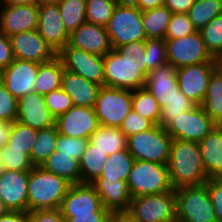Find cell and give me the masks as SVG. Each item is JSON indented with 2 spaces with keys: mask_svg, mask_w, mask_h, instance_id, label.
Masks as SVG:
<instances>
[{
  "mask_svg": "<svg viewBox=\"0 0 222 222\" xmlns=\"http://www.w3.org/2000/svg\"><path fill=\"white\" fill-rule=\"evenodd\" d=\"M104 86L135 90L145 86V40L130 42L104 55Z\"/></svg>",
  "mask_w": 222,
  "mask_h": 222,
  "instance_id": "6da1fadb",
  "label": "cell"
},
{
  "mask_svg": "<svg viewBox=\"0 0 222 222\" xmlns=\"http://www.w3.org/2000/svg\"><path fill=\"white\" fill-rule=\"evenodd\" d=\"M173 189L205 184V172L199 143L173 139L167 164Z\"/></svg>",
  "mask_w": 222,
  "mask_h": 222,
  "instance_id": "7a4b0ae2",
  "label": "cell"
},
{
  "mask_svg": "<svg viewBox=\"0 0 222 222\" xmlns=\"http://www.w3.org/2000/svg\"><path fill=\"white\" fill-rule=\"evenodd\" d=\"M71 183L41 166L29 171L28 211L59 209Z\"/></svg>",
  "mask_w": 222,
  "mask_h": 222,
  "instance_id": "3957f363",
  "label": "cell"
},
{
  "mask_svg": "<svg viewBox=\"0 0 222 222\" xmlns=\"http://www.w3.org/2000/svg\"><path fill=\"white\" fill-rule=\"evenodd\" d=\"M105 27L113 49L147 39L142 25V11L130 0L117 3Z\"/></svg>",
  "mask_w": 222,
  "mask_h": 222,
  "instance_id": "277c9868",
  "label": "cell"
},
{
  "mask_svg": "<svg viewBox=\"0 0 222 222\" xmlns=\"http://www.w3.org/2000/svg\"><path fill=\"white\" fill-rule=\"evenodd\" d=\"M126 182L132 198L173 190L167 165L145 160L134 161Z\"/></svg>",
  "mask_w": 222,
  "mask_h": 222,
  "instance_id": "5b68a950",
  "label": "cell"
},
{
  "mask_svg": "<svg viewBox=\"0 0 222 222\" xmlns=\"http://www.w3.org/2000/svg\"><path fill=\"white\" fill-rule=\"evenodd\" d=\"M176 218L184 222H218L207 185L175 189Z\"/></svg>",
  "mask_w": 222,
  "mask_h": 222,
  "instance_id": "8992f818",
  "label": "cell"
},
{
  "mask_svg": "<svg viewBox=\"0 0 222 222\" xmlns=\"http://www.w3.org/2000/svg\"><path fill=\"white\" fill-rule=\"evenodd\" d=\"M172 140L165 128L154 125L149 130L127 137V149L135 160L167 165Z\"/></svg>",
  "mask_w": 222,
  "mask_h": 222,
  "instance_id": "52a82bcc",
  "label": "cell"
},
{
  "mask_svg": "<svg viewBox=\"0 0 222 222\" xmlns=\"http://www.w3.org/2000/svg\"><path fill=\"white\" fill-rule=\"evenodd\" d=\"M94 110L100 125L120 128L123 120L133 110L132 90L100 87Z\"/></svg>",
  "mask_w": 222,
  "mask_h": 222,
  "instance_id": "ba28073f",
  "label": "cell"
},
{
  "mask_svg": "<svg viewBox=\"0 0 222 222\" xmlns=\"http://www.w3.org/2000/svg\"><path fill=\"white\" fill-rule=\"evenodd\" d=\"M175 189L131 199L125 212L136 222H170L176 218Z\"/></svg>",
  "mask_w": 222,
  "mask_h": 222,
  "instance_id": "9c48e42d",
  "label": "cell"
},
{
  "mask_svg": "<svg viewBox=\"0 0 222 222\" xmlns=\"http://www.w3.org/2000/svg\"><path fill=\"white\" fill-rule=\"evenodd\" d=\"M165 43L167 60L176 69L200 63H216V59L207 51L199 31L176 39H165Z\"/></svg>",
  "mask_w": 222,
  "mask_h": 222,
  "instance_id": "30bf717a",
  "label": "cell"
},
{
  "mask_svg": "<svg viewBox=\"0 0 222 222\" xmlns=\"http://www.w3.org/2000/svg\"><path fill=\"white\" fill-rule=\"evenodd\" d=\"M56 56L65 70L104 86V56L86 52L66 44Z\"/></svg>",
  "mask_w": 222,
  "mask_h": 222,
  "instance_id": "8fae6325",
  "label": "cell"
},
{
  "mask_svg": "<svg viewBox=\"0 0 222 222\" xmlns=\"http://www.w3.org/2000/svg\"><path fill=\"white\" fill-rule=\"evenodd\" d=\"M216 124L205 113L201 105H195L191 110L175 117L165 129L172 139L199 143L214 128Z\"/></svg>",
  "mask_w": 222,
  "mask_h": 222,
  "instance_id": "7c38bea8",
  "label": "cell"
},
{
  "mask_svg": "<svg viewBox=\"0 0 222 222\" xmlns=\"http://www.w3.org/2000/svg\"><path fill=\"white\" fill-rule=\"evenodd\" d=\"M59 210L64 217L111 213L102 205L99 195L90 183L71 184Z\"/></svg>",
  "mask_w": 222,
  "mask_h": 222,
  "instance_id": "4fadbf2b",
  "label": "cell"
},
{
  "mask_svg": "<svg viewBox=\"0 0 222 222\" xmlns=\"http://www.w3.org/2000/svg\"><path fill=\"white\" fill-rule=\"evenodd\" d=\"M217 68V63H200L177 68L180 91L195 105H202L210 76Z\"/></svg>",
  "mask_w": 222,
  "mask_h": 222,
  "instance_id": "5bb4252c",
  "label": "cell"
},
{
  "mask_svg": "<svg viewBox=\"0 0 222 222\" xmlns=\"http://www.w3.org/2000/svg\"><path fill=\"white\" fill-rule=\"evenodd\" d=\"M59 134L89 139L100 127L94 107L73 106L66 113L59 115L55 120Z\"/></svg>",
  "mask_w": 222,
  "mask_h": 222,
  "instance_id": "9a60e30c",
  "label": "cell"
},
{
  "mask_svg": "<svg viewBox=\"0 0 222 222\" xmlns=\"http://www.w3.org/2000/svg\"><path fill=\"white\" fill-rule=\"evenodd\" d=\"M41 63L16 59L1 71V82L17 99L34 92L35 80Z\"/></svg>",
  "mask_w": 222,
  "mask_h": 222,
  "instance_id": "2e32d148",
  "label": "cell"
},
{
  "mask_svg": "<svg viewBox=\"0 0 222 222\" xmlns=\"http://www.w3.org/2000/svg\"><path fill=\"white\" fill-rule=\"evenodd\" d=\"M37 31L46 43L58 53L69 42L58 4H38Z\"/></svg>",
  "mask_w": 222,
  "mask_h": 222,
  "instance_id": "e0dca14e",
  "label": "cell"
},
{
  "mask_svg": "<svg viewBox=\"0 0 222 222\" xmlns=\"http://www.w3.org/2000/svg\"><path fill=\"white\" fill-rule=\"evenodd\" d=\"M38 27V4L0 5V32L8 37Z\"/></svg>",
  "mask_w": 222,
  "mask_h": 222,
  "instance_id": "ac0fdd59",
  "label": "cell"
},
{
  "mask_svg": "<svg viewBox=\"0 0 222 222\" xmlns=\"http://www.w3.org/2000/svg\"><path fill=\"white\" fill-rule=\"evenodd\" d=\"M16 59L45 63L56 57V52L37 30L21 32L9 37Z\"/></svg>",
  "mask_w": 222,
  "mask_h": 222,
  "instance_id": "d6986e66",
  "label": "cell"
},
{
  "mask_svg": "<svg viewBox=\"0 0 222 222\" xmlns=\"http://www.w3.org/2000/svg\"><path fill=\"white\" fill-rule=\"evenodd\" d=\"M29 171L5 170L0 176V198L10 211H28Z\"/></svg>",
  "mask_w": 222,
  "mask_h": 222,
  "instance_id": "ffe728a7",
  "label": "cell"
},
{
  "mask_svg": "<svg viewBox=\"0 0 222 222\" xmlns=\"http://www.w3.org/2000/svg\"><path fill=\"white\" fill-rule=\"evenodd\" d=\"M55 118L45 105L44 95L32 92L18 99L16 121L35 130L55 126Z\"/></svg>",
  "mask_w": 222,
  "mask_h": 222,
  "instance_id": "44dd1931",
  "label": "cell"
},
{
  "mask_svg": "<svg viewBox=\"0 0 222 222\" xmlns=\"http://www.w3.org/2000/svg\"><path fill=\"white\" fill-rule=\"evenodd\" d=\"M144 88L156 98L161 108L166 107L168 102L180 91L176 68L166 62L149 71Z\"/></svg>",
  "mask_w": 222,
  "mask_h": 222,
  "instance_id": "7402d4cb",
  "label": "cell"
},
{
  "mask_svg": "<svg viewBox=\"0 0 222 222\" xmlns=\"http://www.w3.org/2000/svg\"><path fill=\"white\" fill-rule=\"evenodd\" d=\"M68 44L89 53L104 56L113 48L105 26L82 23L70 34Z\"/></svg>",
  "mask_w": 222,
  "mask_h": 222,
  "instance_id": "603a6c76",
  "label": "cell"
},
{
  "mask_svg": "<svg viewBox=\"0 0 222 222\" xmlns=\"http://www.w3.org/2000/svg\"><path fill=\"white\" fill-rule=\"evenodd\" d=\"M99 195L102 205L113 213H125L131 202L127 182L105 181L98 177L90 183Z\"/></svg>",
  "mask_w": 222,
  "mask_h": 222,
  "instance_id": "cb8c5ba5",
  "label": "cell"
},
{
  "mask_svg": "<svg viewBox=\"0 0 222 222\" xmlns=\"http://www.w3.org/2000/svg\"><path fill=\"white\" fill-rule=\"evenodd\" d=\"M101 86L64 69L61 88L72 99L73 105L94 107Z\"/></svg>",
  "mask_w": 222,
  "mask_h": 222,
  "instance_id": "d4e9b609",
  "label": "cell"
},
{
  "mask_svg": "<svg viewBox=\"0 0 222 222\" xmlns=\"http://www.w3.org/2000/svg\"><path fill=\"white\" fill-rule=\"evenodd\" d=\"M205 172L209 179L222 178V126L216 127L199 142Z\"/></svg>",
  "mask_w": 222,
  "mask_h": 222,
  "instance_id": "484cf974",
  "label": "cell"
},
{
  "mask_svg": "<svg viewBox=\"0 0 222 222\" xmlns=\"http://www.w3.org/2000/svg\"><path fill=\"white\" fill-rule=\"evenodd\" d=\"M45 170L66 179L71 184L81 183L79 160L72 155L59 154L57 150L41 165Z\"/></svg>",
  "mask_w": 222,
  "mask_h": 222,
  "instance_id": "4316f807",
  "label": "cell"
},
{
  "mask_svg": "<svg viewBox=\"0 0 222 222\" xmlns=\"http://www.w3.org/2000/svg\"><path fill=\"white\" fill-rule=\"evenodd\" d=\"M64 67L56 56L51 61L41 63L34 85V92L46 95L61 88Z\"/></svg>",
  "mask_w": 222,
  "mask_h": 222,
  "instance_id": "83f0119b",
  "label": "cell"
},
{
  "mask_svg": "<svg viewBox=\"0 0 222 222\" xmlns=\"http://www.w3.org/2000/svg\"><path fill=\"white\" fill-rule=\"evenodd\" d=\"M201 106L216 125L222 126V69L217 68L211 74Z\"/></svg>",
  "mask_w": 222,
  "mask_h": 222,
  "instance_id": "f1b7e54d",
  "label": "cell"
},
{
  "mask_svg": "<svg viewBox=\"0 0 222 222\" xmlns=\"http://www.w3.org/2000/svg\"><path fill=\"white\" fill-rule=\"evenodd\" d=\"M89 142L107 155L127 149V136L120 128L100 127L89 137Z\"/></svg>",
  "mask_w": 222,
  "mask_h": 222,
  "instance_id": "f546056e",
  "label": "cell"
},
{
  "mask_svg": "<svg viewBox=\"0 0 222 222\" xmlns=\"http://www.w3.org/2000/svg\"><path fill=\"white\" fill-rule=\"evenodd\" d=\"M135 158L128 149L121 150L108 156L102 175L105 181L126 182L131 171Z\"/></svg>",
  "mask_w": 222,
  "mask_h": 222,
  "instance_id": "4dcf8cb0",
  "label": "cell"
},
{
  "mask_svg": "<svg viewBox=\"0 0 222 222\" xmlns=\"http://www.w3.org/2000/svg\"><path fill=\"white\" fill-rule=\"evenodd\" d=\"M108 156L105 152H102L95 145L88 142L84 154L79 161L81 183H91L100 177Z\"/></svg>",
  "mask_w": 222,
  "mask_h": 222,
  "instance_id": "1f68e13d",
  "label": "cell"
},
{
  "mask_svg": "<svg viewBox=\"0 0 222 222\" xmlns=\"http://www.w3.org/2000/svg\"><path fill=\"white\" fill-rule=\"evenodd\" d=\"M172 12L166 6L142 11V25L146 38L165 39Z\"/></svg>",
  "mask_w": 222,
  "mask_h": 222,
  "instance_id": "d6a6232c",
  "label": "cell"
},
{
  "mask_svg": "<svg viewBox=\"0 0 222 222\" xmlns=\"http://www.w3.org/2000/svg\"><path fill=\"white\" fill-rule=\"evenodd\" d=\"M58 134L56 125L38 130L37 140L33 144L30 154V159L34 166H41L53 154L56 150Z\"/></svg>",
  "mask_w": 222,
  "mask_h": 222,
  "instance_id": "836d02e7",
  "label": "cell"
},
{
  "mask_svg": "<svg viewBox=\"0 0 222 222\" xmlns=\"http://www.w3.org/2000/svg\"><path fill=\"white\" fill-rule=\"evenodd\" d=\"M132 107L141 117L147 118L154 125H158L161 107L156 98L147 89L143 87L132 90Z\"/></svg>",
  "mask_w": 222,
  "mask_h": 222,
  "instance_id": "e575fe53",
  "label": "cell"
},
{
  "mask_svg": "<svg viewBox=\"0 0 222 222\" xmlns=\"http://www.w3.org/2000/svg\"><path fill=\"white\" fill-rule=\"evenodd\" d=\"M221 14L222 0H195L193 6L187 12L189 20L197 31Z\"/></svg>",
  "mask_w": 222,
  "mask_h": 222,
  "instance_id": "d590c367",
  "label": "cell"
},
{
  "mask_svg": "<svg viewBox=\"0 0 222 222\" xmlns=\"http://www.w3.org/2000/svg\"><path fill=\"white\" fill-rule=\"evenodd\" d=\"M58 7L62 23L69 34L86 22V0H62Z\"/></svg>",
  "mask_w": 222,
  "mask_h": 222,
  "instance_id": "8d00e7d4",
  "label": "cell"
},
{
  "mask_svg": "<svg viewBox=\"0 0 222 222\" xmlns=\"http://www.w3.org/2000/svg\"><path fill=\"white\" fill-rule=\"evenodd\" d=\"M37 132L38 130L14 121L6 145L11 150L23 151L30 156L33 144L37 140Z\"/></svg>",
  "mask_w": 222,
  "mask_h": 222,
  "instance_id": "74e56055",
  "label": "cell"
},
{
  "mask_svg": "<svg viewBox=\"0 0 222 222\" xmlns=\"http://www.w3.org/2000/svg\"><path fill=\"white\" fill-rule=\"evenodd\" d=\"M199 33L209 54L217 59L222 53V14L214 17Z\"/></svg>",
  "mask_w": 222,
  "mask_h": 222,
  "instance_id": "f35d334b",
  "label": "cell"
},
{
  "mask_svg": "<svg viewBox=\"0 0 222 222\" xmlns=\"http://www.w3.org/2000/svg\"><path fill=\"white\" fill-rule=\"evenodd\" d=\"M116 5L114 0H86V22L106 26Z\"/></svg>",
  "mask_w": 222,
  "mask_h": 222,
  "instance_id": "ab89813d",
  "label": "cell"
},
{
  "mask_svg": "<svg viewBox=\"0 0 222 222\" xmlns=\"http://www.w3.org/2000/svg\"><path fill=\"white\" fill-rule=\"evenodd\" d=\"M195 104L190 101L181 91H179L164 108H161V114L158 126L166 128L173 119L183 112L191 110Z\"/></svg>",
  "mask_w": 222,
  "mask_h": 222,
  "instance_id": "60d3db41",
  "label": "cell"
},
{
  "mask_svg": "<svg viewBox=\"0 0 222 222\" xmlns=\"http://www.w3.org/2000/svg\"><path fill=\"white\" fill-rule=\"evenodd\" d=\"M146 74L168 62L165 39L147 38L145 40Z\"/></svg>",
  "mask_w": 222,
  "mask_h": 222,
  "instance_id": "b9f144b4",
  "label": "cell"
},
{
  "mask_svg": "<svg viewBox=\"0 0 222 222\" xmlns=\"http://www.w3.org/2000/svg\"><path fill=\"white\" fill-rule=\"evenodd\" d=\"M0 157L5 170L30 171L35 167L29 155L23 151L11 150L7 145L0 148Z\"/></svg>",
  "mask_w": 222,
  "mask_h": 222,
  "instance_id": "7bdbcfd3",
  "label": "cell"
},
{
  "mask_svg": "<svg viewBox=\"0 0 222 222\" xmlns=\"http://www.w3.org/2000/svg\"><path fill=\"white\" fill-rule=\"evenodd\" d=\"M197 30L185 13H172L165 39H176L195 33Z\"/></svg>",
  "mask_w": 222,
  "mask_h": 222,
  "instance_id": "ee69618b",
  "label": "cell"
},
{
  "mask_svg": "<svg viewBox=\"0 0 222 222\" xmlns=\"http://www.w3.org/2000/svg\"><path fill=\"white\" fill-rule=\"evenodd\" d=\"M89 139L73 138L58 134L56 141V150L59 154L72 155V158L81 160Z\"/></svg>",
  "mask_w": 222,
  "mask_h": 222,
  "instance_id": "f6af8a7d",
  "label": "cell"
},
{
  "mask_svg": "<svg viewBox=\"0 0 222 222\" xmlns=\"http://www.w3.org/2000/svg\"><path fill=\"white\" fill-rule=\"evenodd\" d=\"M44 99L46 107L55 119L59 115L66 113L74 106L72 99L62 90V88L53 90L52 92L44 95Z\"/></svg>",
  "mask_w": 222,
  "mask_h": 222,
  "instance_id": "bcb514c9",
  "label": "cell"
},
{
  "mask_svg": "<svg viewBox=\"0 0 222 222\" xmlns=\"http://www.w3.org/2000/svg\"><path fill=\"white\" fill-rule=\"evenodd\" d=\"M18 113V99L0 82V121L14 122Z\"/></svg>",
  "mask_w": 222,
  "mask_h": 222,
  "instance_id": "7dc6e473",
  "label": "cell"
},
{
  "mask_svg": "<svg viewBox=\"0 0 222 222\" xmlns=\"http://www.w3.org/2000/svg\"><path fill=\"white\" fill-rule=\"evenodd\" d=\"M153 126L154 124L150 120L141 117L134 110H132L123 120L120 129L127 137H130L136 133L149 130Z\"/></svg>",
  "mask_w": 222,
  "mask_h": 222,
  "instance_id": "c3c4849f",
  "label": "cell"
},
{
  "mask_svg": "<svg viewBox=\"0 0 222 222\" xmlns=\"http://www.w3.org/2000/svg\"><path fill=\"white\" fill-rule=\"evenodd\" d=\"M205 184L214 207L216 219L218 222H222V178L209 179Z\"/></svg>",
  "mask_w": 222,
  "mask_h": 222,
  "instance_id": "681fc988",
  "label": "cell"
},
{
  "mask_svg": "<svg viewBox=\"0 0 222 222\" xmlns=\"http://www.w3.org/2000/svg\"><path fill=\"white\" fill-rule=\"evenodd\" d=\"M30 222H66V219L59 209H45L31 211Z\"/></svg>",
  "mask_w": 222,
  "mask_h": 222,
  "instance_id": "f907efd6",
  "label": "cell"
},
{
  "mask_svg": "<svg viewBox=\"0 0 222 222\" xmlns=\"http://www.w3.org/2000/svg\"><path fill=\"white\" fill-rule=\"evenodd\" d=\"M14 60L10 38L0 32V71L7 68Z\"/></svg>",
  "mask_w": 222,
  "mask_h": 222,
  "instance_id": "816d5d0a",
  "label": "cell"
},
{
  "mask_svg": "<svg viewBox=\"0 0 222 222\" xmlns=\"http://www.w3.org/2000/svg\"><path fill=\"white\" fill-rule=\"evenodd\" d=\"M112 213H92L91 215L65 217L66 222H110Z\"/></svg>",
  "mask_w": 222,
  "mask_h": 222,
  "instance_id": "f5cc1de1",
  "label": "cell"
},
{
  "mask_svg": "<svg viewBox=\"0 0 222 222\" xmlns=\"http://www.w3.org/2000/svg\"><path fill=\"white\" fill-rule=\"evenodd\" d=\"M195 0H164L166 6L172 13H185L191 9Z\"/></svg>",
  "mask_w": 222,
  "mask_h": 222,
  "instance_id": "db71d44e",
  "label": "cell"
},
{
  "mask_svg": "<svg viewBox=\"0 0 222 222\" xmlns=\"http://www.w3.org/2000/svg\"><path fill=\"white\" fill-rule=\"evenodd\" d=\"M0 222H30L29 211H9L0 217Z\"/></svg>",
  "mask_w": 222,
  "mask_h": 222,
  "instance_id": "11a10c76",
  "label": "cell"
},
{
  "mask_svg": "<svg viewBox=\"0 0 222 222\" xmlns=\"http://www.w3.org/2000/svg\"><path fill=\"white\" fill-rule=\"evenodd\" d=\"M141 11L164 5V0H130Z\"/></svg>",
  "mask_w": 222,
  "mask_h": 222,
  "instance_id": "9f6ffc18",
  "label": "cell"
},
{
  "mask_svg": "<svg viewBox=\"0 0 222 222\" xmlns=\"http://www.w3.org/2000/svg\"><path fill=\"white\" fill-rule=\"evenodd\" d=\"M11 128L12 123L0 121V148L7 144Z\"/></svg>",
  "mask_w": 222,
  "mask_h": 222,
  "instance_id": "6f0895ef",
  "label": "cell"
},
{
  "mask_svg": "<svg viewBox=\"0 0 222 222\" xmlns=\"http://www.w3.org/2000/svg\"><path fill=\"white\" fill-rule=\"evenodd\" d=\"M110 222H136L126 213H113Z\"/></svg>",
  "mask_w": 222,
  "mask_h": 222,
  "instance_id": "680465c9",
  "label": "cell"
},
{
  "mask_svg": "<svg viewBox=\"0 0 222 222\" xmlns=\"http://www.w3.org/2000/svg\"><path fill=\"white\" fill-rule=\"evenodd\" d=\"M36 3V0H3L1 5H27Z\"/></svg>",
  "mask_w": 222,
  "mask_h": 222,
  "instance_id": "91938a15",
  "label": "cell"
},
{
  "mask_svg": "<svg viewBox=\"0 0 222 222\" xmlns=\"http://www.w3.org/2000/svg\"><path fill=\"white\" fill-rule=\"evenodd\" d=\"M10 210L5 206L4 202L0 198V217L6 215Z\"/></svg>",
  "mask_w": 222,
  "mask_h": 222,
  "instance_id": "94428289",
  "label": "cell"
},
{
  "mask_svg": "<svg viewBox=\"0 0 222 222\" xmlns=\"http://www.w3.org/2000/svg\"><path fill=\"white\" fill-rule=\"evenodd\" d=\"M61 1L62 0H36V3L37 4H49V3L58 4Z\"/></svg>",
  "mask_w": 222,
  "mask_h": 222,
  "instance_id": "6125c7cd",
  "label": "cell"
},
{
  "mask_svg": "<svg viewBox=\"0 0 222 222\" xmlns=\"http://www.w3.org/2000/svg\"><path fill=\"white\" fill-rule=\"evenodd\" d=\"M217 67L222 69V53L216 59Z\"/></svg>",
  "mask_w": 222,
  "mask_h": 222,
  "instance_id": "be15d7a7",
  "label": "cell"
},
{
  "mask_svg": "<svg viewBox=\"0 0 222 222\" xmlns=\"http://www.w3.org/2000/svg\"><path fill=\"white\" fill-rule=\"evenodd\" d=\"M3 171H4V168H3V165H2V159L0 157V176L2 175Z\"/></svg>",
  "mask_w": 222,
  "mask_h": 222,
  "instance_id": "e7e4bbea",
  "label": "cell"
},
{
  "mask_svg": "<svg viewBox=\"0 0 222 222\" xmlns=\"http://www.w3.org/2000/svg\"><path fill=\"white\" fill-rule=\"evenodd\" d=\"M170 222H184V221L175 218V219L171 220Z\"/></svg>",
  "mask_w": 222,
  "mask_h": 222,
  "instance_id": "03108f58",
  "label": "cell"
},
{
  "mask_svg": "<svg viewBox=\"0 0 222 222\" xmlns=\"http://www.w3.org/2000/svg\"><path fill=\"white\" fill-rule=\"evenodd\" d=\"M116 1L117 3H122V2H125V1H128V0H114Z\"/></svg>",
  "mask_w": 222,
  "mask_h": 222,
  "instance_id": "003e7915",
  "label": "cell"
}]
</instances>
